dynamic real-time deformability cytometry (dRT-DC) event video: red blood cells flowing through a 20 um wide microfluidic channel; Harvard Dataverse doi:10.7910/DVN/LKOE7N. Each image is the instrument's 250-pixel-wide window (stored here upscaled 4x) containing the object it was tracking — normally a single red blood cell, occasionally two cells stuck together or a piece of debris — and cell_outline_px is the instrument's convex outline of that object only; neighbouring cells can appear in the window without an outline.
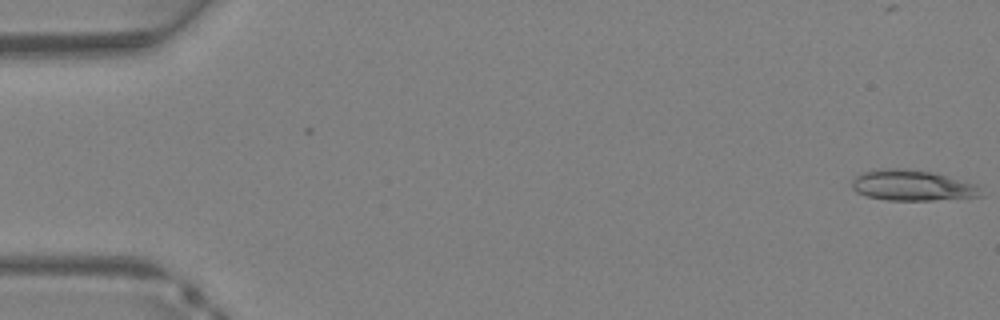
{"species": "Egyptian fruit bat (a non-hibernating species)", "species_latin": "Rousettus aegyptiacus", "temperature_condition": "warm", "stored_images_in_passage": 4, "camera_frame_rate_fps": 3000, "um_per_image_px": 0.085, "animal": {"sex": "female"}, "frame": {"image": 1, "passage_image": 1, "time_ms": 0.0, "image_size_px": [1000, 320], "cell_outline_px": [[984, 196], [932, 200], [888, 200], [868, 196], [856, 192], [852, 188], [852, 180], [856, 176], [872, 168], [904, 168], [932, 172], [976, 184]], "centroid_in_image_um": [77.51, 15.75], "position_along_channel_um": 7.5, "area_um2": 23.06}}